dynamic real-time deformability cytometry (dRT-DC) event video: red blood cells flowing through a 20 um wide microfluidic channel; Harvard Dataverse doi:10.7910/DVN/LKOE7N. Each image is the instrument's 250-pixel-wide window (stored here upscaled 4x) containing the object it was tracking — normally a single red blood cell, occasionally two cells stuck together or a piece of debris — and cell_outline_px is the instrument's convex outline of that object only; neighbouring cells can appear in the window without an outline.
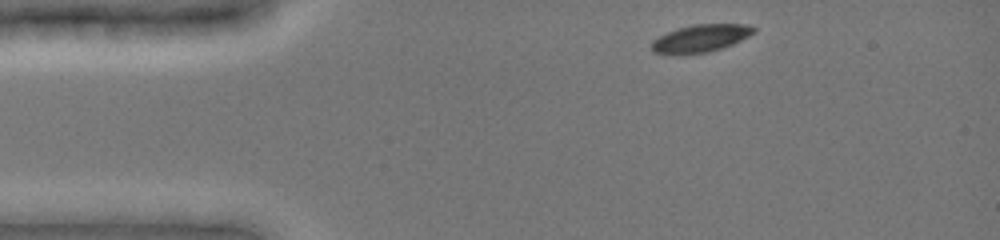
{"species": "common noctule bat (a hibernating species)", "species_latin": "Nyctalus noctula", "temperature_condition": "cold", "stored_images_in_passage": 39, "camera_frame_rate_fps": 3000, "um_per_image_px": 0.085, "animal": {"sex": "female", "body_mass_g": 19.0, "forearm_length_mm": 51.5}, "frame": {"image": 1, "passage_image": 1, "time_ms": 0.0, "image_size_px": [1000, 240], "cell_outline_px": [[756, 32], [732, 44], [708, 52], [680, 56], [652, 52], [652, 40], [676, 28], [692, 24], [748, 24], [756, 28]], "centroid_in_image_um": [59.53, 3.27], "position_along_channel_um": 25.5, "area_um2": 16.65}}
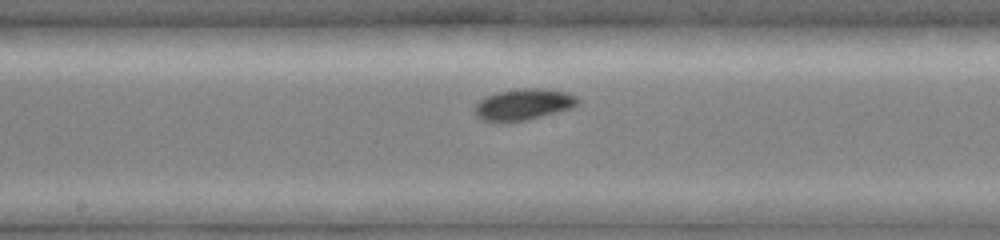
{"frame": {"image": 2, "passage_image": 19, "time_ms": 6.0, "image_size_px": [1000, 240], "cell_outline_px": [[580, 100], [572, 108], [528, 120], [504, 124], [492, 124], [476, 116], [476, 104], [484, 96], [496, 92], [524, 88], [540, 88], [568, 92], [576, 96]], "centroid_in_image_um": [44.46, 8.91], "position_along_channel_um": 203.7, "area_um2": 19.25}}
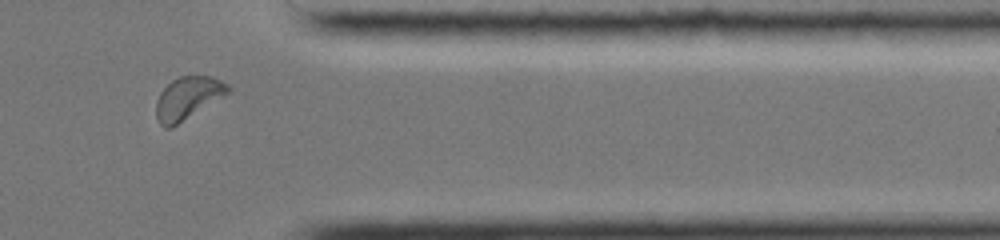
{"frame": {"image": 3, "passage_image": 34, "time_ms": 11.0, "image_size_px": [1000, 240], "cell_outline_px": [[228, 92], [224, 96], [172, 128], [164, 128], [160, 124], [156, 116], [156, 100], [160, 92], [172, 80], [180, 76], [212, 76], [228, 84]], "centroid_in_image_um": [15.93, 8.35], "position_along_channel_um": 395.5, "area_um2": 17.74}, "authors_computed_cell_mechanics": {"area_um2": 17.5134, "velocity_mm_per_s": 3.8823, "shape_relaxation_time_tau1_ms": 1.5804, "shape_relaxation_time_tau2_ms": null, "deformation_change_tau1": 0.086, "deformation_change_tau2": null}}